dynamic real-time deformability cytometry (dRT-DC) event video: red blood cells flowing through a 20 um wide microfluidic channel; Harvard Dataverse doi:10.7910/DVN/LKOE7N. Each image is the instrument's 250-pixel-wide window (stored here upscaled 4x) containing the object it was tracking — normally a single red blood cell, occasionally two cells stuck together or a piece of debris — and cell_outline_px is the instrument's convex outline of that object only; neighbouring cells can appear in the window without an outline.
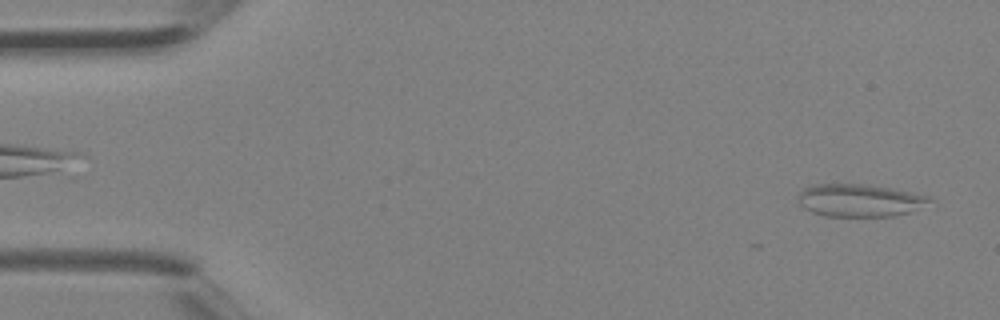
{"species": "Egyptian fruit bat (a non-hibernating species)", "species_latin": "Rousettus aegyptiacus", "temperature_condition": "room temperature", "stored_images_in_passage": 3, "camera_frame_rate_fps": 3000, "um_per_image_px": 0.085, "animal": {"sex": "female"}, "frame": {"image": 1, "passage_image": 3, "time_ms": 0.667, "image_size_px": [1000, 320], "cell_outline_px": [[936, 200], [908, 212], [896, 216], [824, 216], [812, 212], [804, 208], [800, 204], [796, 196], [804, 188], [812, 184], [864, 184], [892, 188], [932, 196]], "centroid_in_image_um": [73.08, 17.02], "position_along_channel_um": 11.9, "area_um2": 25.2}}